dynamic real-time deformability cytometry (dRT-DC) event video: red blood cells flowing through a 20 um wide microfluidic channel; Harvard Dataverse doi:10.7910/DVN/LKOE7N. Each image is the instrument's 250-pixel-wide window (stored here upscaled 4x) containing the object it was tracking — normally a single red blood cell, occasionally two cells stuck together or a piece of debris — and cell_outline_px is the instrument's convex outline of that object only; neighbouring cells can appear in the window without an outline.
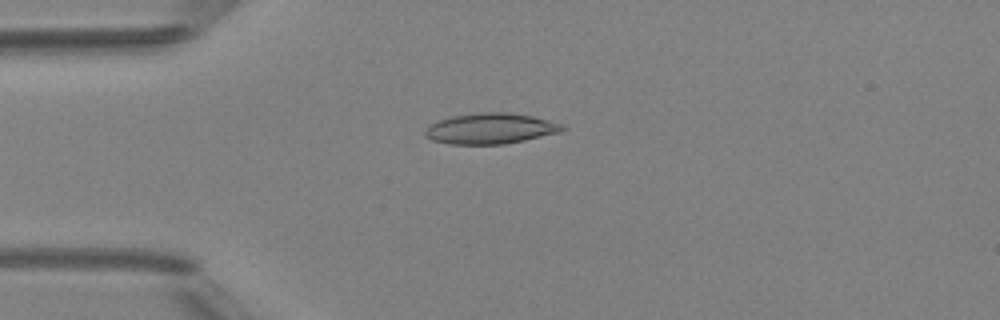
{"species": "Egyptian fruit bat (a non-hibernating species)", "species_latin": "Rousettus aegyptiacus", "temperature_condition": "room temperature", "stored_images_in_passage": 4, "camera_frame_rate_fps": 3000, "um_per_image_px": 0.085, "animal": {"sex": "female"}, "frame": {"image": 1, "passage_image": 3, "time_ms": 2.333, "image_size_px": [1000, 320], "cell_outline_px": [[568, 128], [560, 132], [524, 140], [504, 144], [448, 144], [432, 140], [424, 136], [424, 132], [428, 124], [452, 116], [476, 112], [512, 112], [532, 116], [564, 124]], "centroid_in_image_um": [41.69, 10.92], "position_along_channel_um": 43.3, "area_um2": 24.8}}
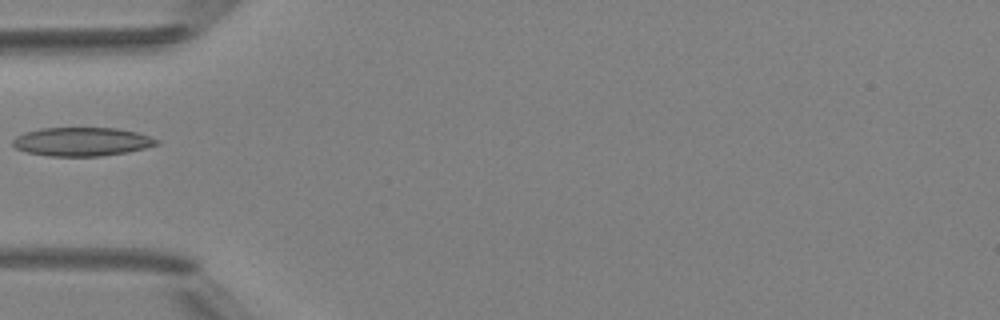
{"frame": {"image": 2, "passage_image": 4, "time_ms": 3.667, "image_size_px": [1000, 320], "cell_outline_px": [[160, 144], [128, 152], [100, 156], [48, 156], [28, 152], [16, 148], [12, 144], [12, 140], [16, 136], [24, 132], [40, 128], [116, 128], [136, 132], [160, 140]], "centroid_in_image_um": [6.96, 12.04], "position_along_channel_um": 78.0, "area_um2": 24.04}}